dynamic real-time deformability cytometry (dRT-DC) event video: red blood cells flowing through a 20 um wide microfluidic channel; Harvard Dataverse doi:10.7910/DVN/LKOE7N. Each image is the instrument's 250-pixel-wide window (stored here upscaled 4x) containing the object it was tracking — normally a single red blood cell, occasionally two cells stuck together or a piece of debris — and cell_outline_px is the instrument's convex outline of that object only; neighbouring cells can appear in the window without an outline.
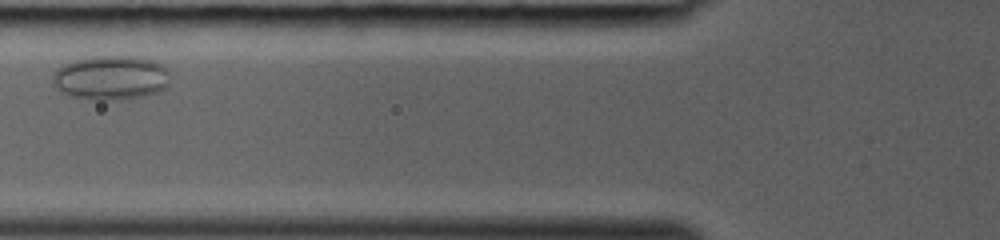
{"species": "common noctule bat (a hibernating species)", "species_latin": "Nyctalus noctula", "temperature_condition": "room temperature", "stored_images_in_passage": 5, "camera_frame_rate_fps": 3000, "um_per_image_px": 0.085, "animal": {"sex": "female", "body_mass_g": 19.0, "forearm_length_mm": 53.3}, "frame": {"image": 1, "passage_image": 2, "time_ms": 0.333, "image_size_px": [1000, 240], "cell_outline_px": [[168, 84], [160, 92], [140, 96], [112, 100], [92, 100], [72, 96], [60, 92], [56, 88], [52, 80], [52, 76], [56, 68], [64, 64], [76, 60], [92, 56], [136, 56], [152, 60], [168, 68]], "centroid_in_image_um": [9.4, 6.6], "position_along_channel_um": 116.4, "area_um2": 30.4}}
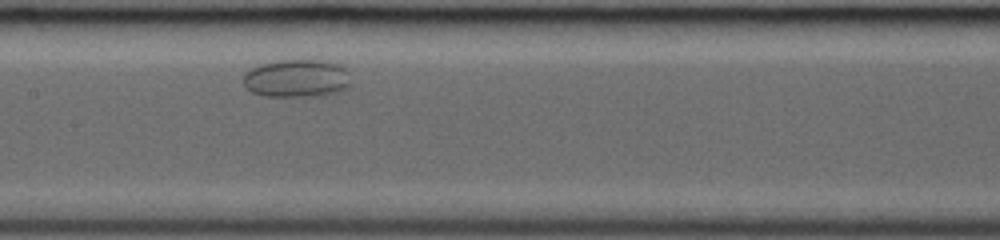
{"frame": {"image": 2, "passage_image": 4, "time_ms": 1.0, "image_size_px": [1000, 240], "cell_outline_px": [[352, 84], [348, 88], [340, 92], [316, 96], [264, 96], [252, 92], [244, 84], [244, 76], [252, 68], [260, 64], [276, 60], [324, 60], [340, 64], [348, 68]], "centroid_in_image_um": [25.32, 6.65], "position_along_channel_um": 182.1, "area_um2": 24.16}}
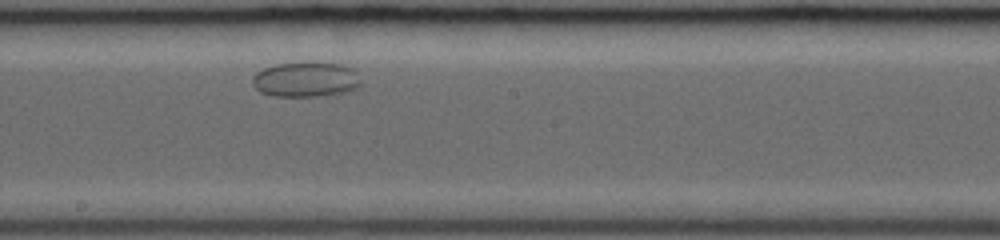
{"frame": {"image": 3, "passage_image": 5, "time_ms": 1.333, "image_size_px": [1000, 240], "cell_outline_px": [[360, 84], [356, 88], [344, 92], [312, 96], [272, 96], [260, 92], [252, 84], [252, 76], [256, 72], [264, 68], [276, 64], [308, 60], [340, 64], [352, 68]], "centroid_in_image_um": [25.92, 6.72], "position_along_channel_um": 222.3, "area_um2": 22.31}}